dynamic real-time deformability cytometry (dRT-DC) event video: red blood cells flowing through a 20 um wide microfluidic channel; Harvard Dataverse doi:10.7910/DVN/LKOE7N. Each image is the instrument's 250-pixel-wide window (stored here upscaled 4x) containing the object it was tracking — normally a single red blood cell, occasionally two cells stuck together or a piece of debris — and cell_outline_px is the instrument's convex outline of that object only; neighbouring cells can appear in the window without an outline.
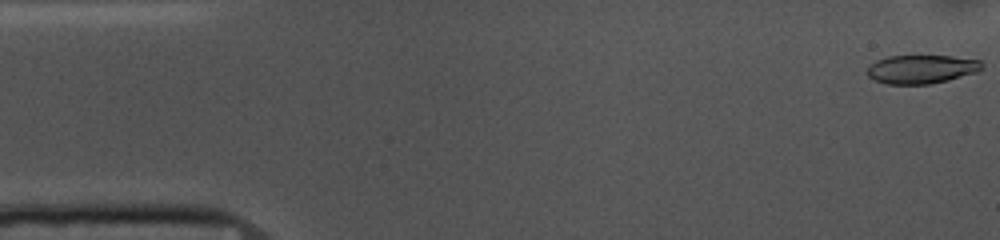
{"species": "common noctule bat (a hibernating species)", "species_latin": "Nyctalus noctula", "temperature_condition": "cold", "stored_images_in_passage": 53, "camera_frame_rate_fps": 3000, "um_per_image_px": 0.085, "animal": {"sex": "female", "body_mass_g": 10.0, "forearm_length_mm": 53.1}, "frame": {"image": 1, "passage_image": 1, "time_ms": 0.0, "image_size_px": [1000, 240], "cell_outline_px": [[984, 68], [976, 72], [948, 80], [928, 84], [888, 84], [876, 80], [868, 76], [868, 68], [876, 60], [888, 56], [952, 56], [980, 60], [984, 64]], "centroid_in_image_um": [78.36, 5.87], "position_along_channel_um": 6.6, "area_um2": 19.02}}
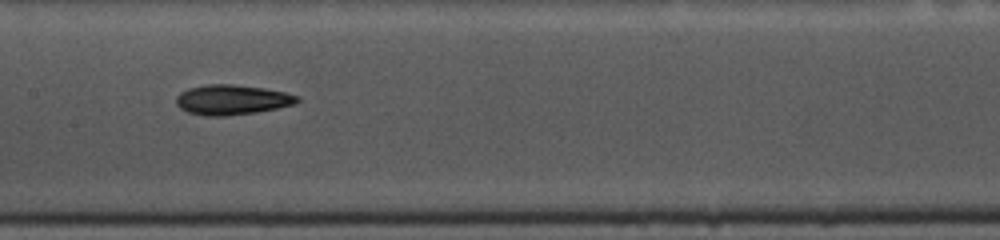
{"frame": {"image": 2, "passage_image": 25, "time_ms": 8.0, "image_size_px": [1000, 240], "cell_outline_px": [[300, 100], [296, 104], [256, 112], [224, 116], [204, 116], [188, 112], [180, 108], [176, 104], [176, 96], [180, 92], [188, 88], [208, 84], [232, 84], [264, 88], [284, 92], [300, 96]], "centroid_in_image_um": [19.71, 8.48], "position_along_channel_um": 187.7, "area_um2": 21.21}}
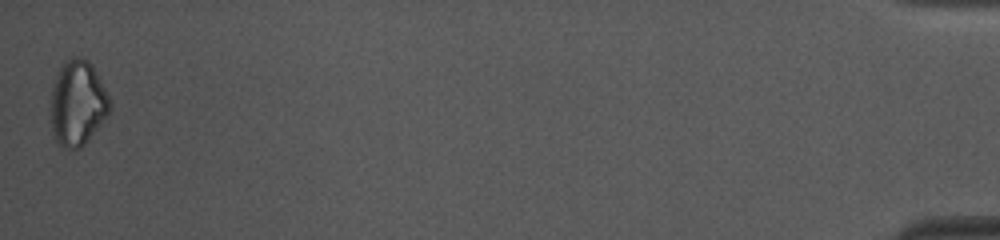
{"frame": {"image": 3, "passage_image": 53, "time_ms": 17.333, "image_size_px": [1000, 240], "cell_outline_px": [[112, 104], [108, 112], [84, 144], [80, 148], [72, 152], [60, 148], [56, 144], [52, 136], [52, 88], [56, 76], [64, 60], [72, 56], [80, 56], [88, 60], [92, 64], [112, 100]], "centroid_in_image_um": [6.58, 8.78], "position_along_channel_um": 428.6, "area_um2": 29.59}, "authors_computed_cell_mechanics": {"area_um2": 20.519, "velocity_mm_per_s": 3.6676, "shape_relaxation_time_tau1_ms": 4.8736, "shape_relaxation_time_tau2_ms": null, "deformation_change_tau1": 0.1251, "deformation_change_tau2": null}}